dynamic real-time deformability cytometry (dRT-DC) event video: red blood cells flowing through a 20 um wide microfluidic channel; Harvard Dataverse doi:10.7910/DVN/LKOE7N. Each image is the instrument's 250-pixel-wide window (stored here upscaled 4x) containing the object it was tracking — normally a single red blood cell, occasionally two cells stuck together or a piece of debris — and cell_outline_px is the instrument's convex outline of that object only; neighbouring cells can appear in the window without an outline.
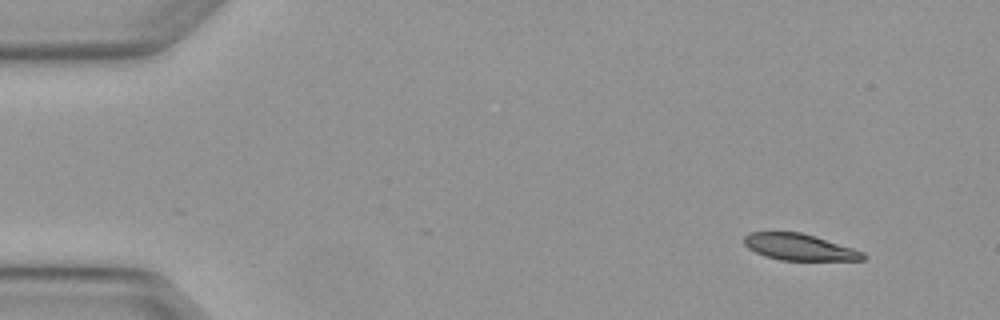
{"species": "Egyptian fruit bat (a non-hibernating species)", "species_latin": "Rousettus aegyptiacus", "temperature_condition": "warm", "stored_images_in_passage": 4, "segment_of_instrument_passage": [1, 2], "camera_frame_rate_fps": 3000, "um_per_image_px": 0.085, "animal": {"sex": "female"}, "frame": {"image": 1, "passage_image": 1, "time_ms": 0.0, "image_size_px": [1000, 320], "cell_outline_px": [[868, 256], [864, 260], [780, 260], [764, 256], [748, 248], [744, 244], [744, 236], [752, 232], [800, 232], [852, 248], [864, 252]], "centroid_in_image_um": [67.94, 21.01], "position_along_channel_um": 17.1, "area_um2": 18.15}}
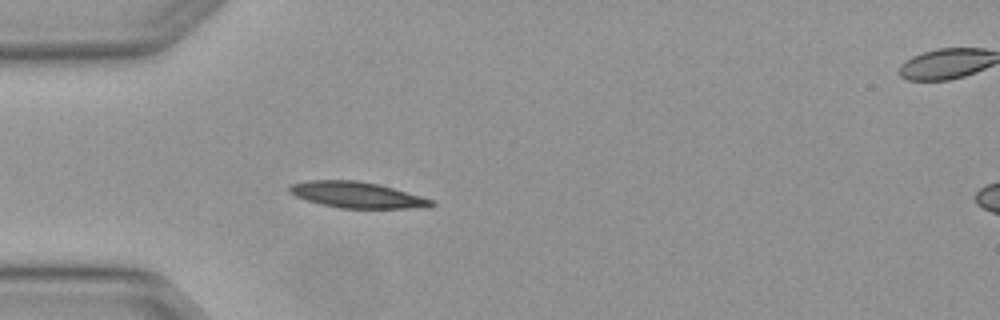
{"frame": {"image": 2, "passage_image": 3, "time_ms": 0.667, "image_size_px": [1000, 320], "cell_outline_px": [[436, 204], [428, 208], [340, 208], [320, 204], [296, 196], [288, 192], [288, 188], [292, 184], [308, 180], [356, 180], [376, 184], [392, 188], [420, 196], [432, 200]], "centroid_in_image_um": [30.33, 16.57], "position_along_channel_um": 54.7, "area_um2": 21.33}}